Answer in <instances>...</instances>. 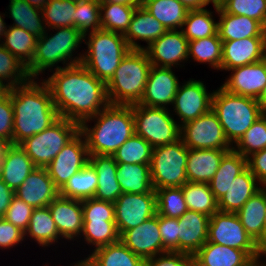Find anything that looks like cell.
<instances>
[{"instance_id":"cell-1","label":"cell","mask_w":266,"mask_h":266,"mask_svg":"<svg viewBox=\"0 0 266 266\" xmlns=\"http://www.w3.org/2000/svg\"><path fill=\"white\" fill-rule=\"evenodd\" d=\"M43 82L50 90L59 116L79 124L109 104L106 84L82 63L57 66L55 72Z\"/></svg>"},{"instance_id":"cell-2","label":"cell","mask_w":266,"mask_h":266,"mask_svg":"<svg viewBox=\"0 0 266 266\" xmlns=\"http://www.w3.org/2000/svg\"><path fill=\"white\" fill-rule=\"evenodd\" d=\"M14 124L12 144H20L26 138L42 132L59 118L47 85L35 79L10 88Z\"/></svg>"},{"instance_id":"cell-3","label":"cell","mask_w":266,"mask_h":266,"mask_svg":"<svg viewBox=\"0 0 266 266\" xmlns=\"http://www.w3.org/2000/svg\"><path fill=\"white\" fill-rule=\"evenodd\" d=\"M97 120L93 128L87 123ZM89 155H113L133 134H135L132 105L108 104L95 116L80 124Z\"/></svg>"},{"instance_id":"cell-4","label":"cell","mask_w":266,"mask_h":266,"mask_svg":"<svg viewBox=\"0 0 266 266\" xmlns=\"http://www.w3.org/2000/svg\"><path fill=\"white\" fill-rule=\"evenodd\" d=\"M151 66L145 50H130L106 84L109 104H138L143 96Z\"/></svg>"},{"instance_id":"cell-5","label":"cell","mask_w":266,"mask_h":266,"mask_svg":"<svg viewBox=\"0 0 266 266\" xmlns=\"http://www.w3.org/2000/svg\"><path fill=\"white\" fill-rule=\"evenodd\" d=\"M53 29L58 32L51 37L45 32L37 38L34 57L26 67L30 79L36 80L40 73H43L47 68L53 69L52 67L57 66L55 64L60 62L65 64L64 67L81 63L82 54L75 58L72 57V54L84 41V35L75 27Z\"/></svg>"},{"instance_id":"cell-6","label":"cell","mask_w":266,"mask_h":266,"mask_svg":"<svg viewBox=\"0 0 266 266\" xmlns=\"http://www.w3.org/2000/svg\"><path fill=\"white\" fill-rule=\"evenodd\" d=\"M212 110L217 114L224 135L232 147L263 115L257 99L231 94L221 86L214 91Z\"/></svg>"},{"instance_id":"cell-7","label":"cell","mask_w":266,"mask_h":266,"mask_svg":"<svg viewBox=\"0 0 266 266\" xmlns=\"http://www.w3.org/2000/svg\"><path fill=\"white\" fill-rule=\"evenodd\" d=\"M88 37V41L84 37V44L88 49L82 54L81 63L96 78L107 84L131 49L120 33L99 29L90 32Z\"/></svg>"},{"instance_id":"cell-8","label":"cell","mask_w":266,"mask_h":266,"mask_svg":"<svg viewBox=\"0 0 266 266\" xmlns=\"http://www.w3.org/2000/svg\"><path fill=\"white\" fill-rule=\"evenodd\" d=\"M79 132V123L60 117L50 127L26 138L19 145L36 167L46 168Z\"/></svg>"},{"instance_id":"cell-9","label":"cell","mask_w":266,"mask_h":266,"mask_svg":"<svg viewBox=\"0 0 266 266\" xmlns=\"http://www.w3.org/2000/svg\"><path fill=\"white\" fill-rule=\"evenodd\" d=\"M189 149L182 139L154 147L150 162L154 190L165 187H182L187 181L186 164Z\"/></svg>"},{"instance_id":"cell-10","label":"cell","mask_w":266,"mask_h":266,"mask_svg":"<svg viewBox=\"0 0 266 266\" xmlns=\"http://www.w3.org/2000/svg\"><path fill=\"white\" fill-rule=\"evenodd\" d=\"M135 134L141 136L153 148L180 139L181 126L170 114L169 108L132 105Z\"/></svg>"},{"instance_id":"cell-11","label":"cell","mask_w":266,"mask_h":266,"mask_svg":"<svg viewBox=\"0 0 266 266\" xmlns=\"http://www.w3.org/2000/svg\"><path fill=\"white\" fill-rule=\"evenodd\" d=\"M207 242L244 250L253 260L263 255L236 213L218 211L210 217Z\"/></svg>"},{"instance_id":"cell-12","label":"cell","mask_w":266,"mask_h":266,"mask_svg":"<svg viewBox=\"0 0 266 266\" xmlns=\"http://www.w3.org/2000/svg\"><path fill=\"white\" fill-rule=\"evenodd\" d=\"M180 138L188 149H232L218 116L212 109L181 125Z\"/></svg>"},{"instance_id":"cell-13","label":"cell","mask_w":266,"mask_h":266,"mask_svg":"<svg viewBox=\"0 0 266 266\" xmlns=\"http://www.w3.org/2000/svg\"><path fill=\"white\" fill-rule=\"evenodd\" d=\"M114 205L115 223L121 235L157 214L156 191L149 193H122Z\"/></svg>"},{"instance_id":"cell-14","label":"cell","mask_w":266,"mask_h":266,"mask_svg":"<svg viewBox=\"0 0 266 266\" xmlns=\"http://www.w3.org/2000/svg\"><path fill=\"white\" fill-rule=\"evenodd\" d=\"M88 162L87 143L84 135L79 132L62 148L46 169L55 187L60 190Z\"/></svg>"},{"instance_id":"cell-15","label":"cell","mask_w":266,"mask_h":266,"mask_svg":"<svg viewBox=\"0 0 266 266\" xmlns=\"http://www.w3.org/2000/svg\"><path fill=\"white\" fill-rule=\"evenodd\" d=\"M212 93H208L206 86L200 80L190 79L178 87L174 97L173 108L180 118V126L194 120L212 109Z\"/></svg>"},{"instance_id":"cell-16","label":"cell","mask_w":266,"mask_h":266,"mask_svg":"<svg viewBox=\"0 0 266 266\" xmlns=\"http://www.w3.org/2000/svg\"><path fill=\"white\" fill-rule=\"evenodd\" d=\"M144 50L153 66L172 68L188 60L189 41L182 30H168Z\"/></svg>"},{"instance_id":"cell-17","label":"cell","mask_w":266,"mask_h":266,"mask_svg":"<svg viewBox=\"0 0 266 266\" xmlns=\"http://www.w3.org/2000/svg\"><path fill=\"white\" fill-rule=\"evenodd\" d=\"M179 80L171 68L151 66L143 96L138 104L147 107L167 108L173 104Z\"/></svg>"},{"instance_id":"cell-18","label":"cell","mask_w":266,"mask_h":266,"mask_svg":"<svg viewBox=\"0 0 266 266\" xmlns=\"http://www.w3.org/2000/svg\"><path fill=\"white\" fill-rule=\"evenodd\" d=\"M120 241L144 260L167 251L162 245L158 214L135 228L124 231L120 235Z\"/></svg>"},{"instance_id":"cell-19","label":"cell","mask_w":266,"mask_h":266,"mask_svg":"<svg viewBox=\"0 0 266 266\" xmlns=\"http://www.w3.org/2000/svg\"><path fill=\"white\" fill-rule=\"evenodd\" d=\"M228 71L231 76L221 87L231 94L257 99L266 85V58Z\"/></svg>"},{"instance_id":"cell-20","label":"cell","mask_w":266,"mask_h":266,"mask_svg":"<svg viewBox=\"0 0 266 266\" xmlns=\"http://www.w3.org/2000/svg\"><path fill=\"white\" fill-rule=\"evenodd\" d=\"M221 70H231L266 58V37H249L222 42Z\"/></svg>"},{"instance_id":"cell-21","label":"cell","mask_w":266,"mask_h":266,"mask_svg":"<svg viewBox=\"0 0 266 266\" xmlns=\"http://www.w3.org/2000/svg\"><path fill=\"white\" fill-rule=\"evenodd\" d=\"M15 196L33 208L47 207L59 195L46 168L37 167L14 192Z\"/></svg>"},{"instance_id":"cell-22","label":"cell","mask_w":266,"mask_h":266,"mask_svg":"<svg viewBox=\"0 0 266 266\" xmlns=\"http://www.w3.org/2000/svg\"><path fill=\"white\" fill-rule=\"evenodd\" d=\"M62 239L76 240L83 229L82 201L58 195L48 205Z\"/></svg>"},{"instance_id":"cell-23","label":"cell","mask_w":266,"mask_h":266,"mask_svg":"<svg viewBox=\"0 0 266 266\" xmlns=\"http://www.w3.org/2000/svg\"><path fill=\"white\" fill-rule=\"evenodd\" d=\"M210 216L187 210L178 218V252L195 254L208 239Z\"/></svg>"},{"instance_id":"cell-24","label":"cell","mask_w":266,"mask_h":266,"mask_svg":"<svg viewBox=\"0 0 266 266\" xmlns=\"http://www.w3.org/2000/svg\"><path fill=\"white\" fill-rule=\"evenodd\" d=\"M166 31L168 30L146 8L139 6L133 13L124 38L131 50H144L145 46L142 47L136 40L146 41L148 47Z\"/></svg>"},{"instance_id":"cell-25","label":"cell","mask_w":266,"mask_h":266,"mask_svg":"<svg viewBox=\"0 0 266 266\" xmlns=\"http://www.w3.org/2000/svg\"><path fill=\"white\" fill-rule=\"evenodd\" d=\"M219 15L218 35L223 41L239 40L249 37H266V28L257 20L247 16L226 13L214 6Z\"/></svg>"},{"instance_id":"cell-26","label":"cell","mask_w":266,"mask_h":266,"mask_svg":"<svg viewBox=\"0 0 266 266\" xmlns=\"http://www.w3.org/2000/svg\"><path fill=\"white\" fill-rule=\"evenodd\" d=\"M89 163L98 176L94 198L115 203L122 194L117 177V163L113 155H89Z\"/></svg>"},{"instance_id":"cell-27","label":"cell","mask_w":266,"mask_h":266,"mask_svg":"<svg viewBox=\"0 0 266 266\" xmlns=\"http://www.w3.org/2000/svg\"><path fill=\"white\" fill-rule=\"evenodd\" d=\"M229 150L189 149L186 164L188 182L209 183L218 170L223 155Z\"/></svg>"},{"instance_id":"cell-28","label":"cell","mask_w":266,"mask_h":266,"mask_svg":"<svg viewBox=\"0 0 266 266\" xmlns=\"http://www.w3.org/2000/svg\"><path fill=\"white\" fill-rule=\"evenodd\" d=\"M37 167L19 144H12L0 164V178L14 192Z\"/></svg>"},{"instance_id":"cell-29","label":"cell","mask_w":266,"mask_h":266,"mask_svg":"<svg viewBox=\"0 0 266 266\" xmlns=\"http://www.w3.org/2000/svg\"><path fill=\"white\" fill-rule=\"evenodd\" d=\"M196 266H248L253 259L241 249L206 242L195 254Z\"/></svg>"},{"instance_id":"cell-30","label":"cell","mask_w":266,"mask_h":266,"mask_svg":"<svg viewBox=\"0 0 266 266\" xmlns=\"http://www.w3.org/2000/svg\"><path fill=\"white\" fill-rule=\"evenodd\" d=\"M257 178L247 167L231 183L227 193L218 200L221 212L236 213L262 187H258Z\"/></svg>"},{"instance_id":"cell-31","label":"cell","mask_w":266,"mask_h":266,"mask_svg":"<svg viewBox=\"0 0 266 266\" xmlns=\"http://www.w3.org/2000/svg\"><path fill=\"white\" fill-rule=\"evenodd\" d=\"M246 168L247 158L233 148L223 155L217 172L208 183L217 201L227 193L233 180Z\"/></svg>"},{"instance_id":"cell-32","label":"cell","mask_w":266,"mask_h":266,"mask_svg":"<svg viewBox=\"0 0 266 266\" xmlns=\"http://www.w3.org/2000/svg\"><path fill=\"white\" fill-rule=\"evenodd\" d=\"M236 214L248 235L256 243L262 236V229L264 226L266 214V187L262 186Z\"/></svg>"},{"instance_id":"cell-33","label":"cell","mask_w":266,"mask_h":266,"mask_svg":"<svg viewBox=\"0 0 266 266\" xmlns=\"http://www.w3.org/2000/svg\"><path fill=\"white\" fill-rule=\"evenodd\" d=\"M86 259L93 266H145V260L121 241L97 248Z\"/></svg>"},{"instance_id":"cell-34","label":"cell","mask_w":266,"mask_h":266,"mask_svg":"<svg viewBox=\"0 0 266 266\" xmlns=\"http://www.w3.org/2000/svg\"><path fill=\"white\" fill-rule=\"evenodd\" d=\"M117 177L122 193H149L154 190L150 165L117 163Z\"/></svg>"},{"instance_id":"cell-35","label":"cell","mask_w":266,"mask_h":266,"mask_svg":"<svg viewBox=\"0 0 266 266\" xmlns=\"http://www.w3.org/2000/svg\"><path fill=\"white\" fill-rule=\"evenodd\" d=\"M167 30L183 28L188 9L180 0H143V5Z\"/></svg>"},{"instance_id":"cell-36","label":"cell","mask_w":266,"mask_h":266,"mask_svg":"<svg viewBox=\"0 0 266 266\" xmlns=\"http://www.w3.org/2000/svg\"><path fill=\"white\" fill-rule=\"evenodd\" d=\"M26 235L43 247L54 244L61 237L48 206L33 209L28 228L24 232V236Z\"/></svg>"},{"instance_id":"cell-37","label":"cell","mask_w":266,"mask_h":266,"mask_svg":"<svg viewBox=\"0 0 266 266\" xmlns=\"http://www.w3.org/2000/svg\"><path fill=\"white\" fill-rule=\"evenodd\" d=\"M8 8L10 17L14 20L12 26L22 28L37 38L47 31L41 10L25 0H10Z\"/></svg>"},{"instance_id":"cell-38","label":"cell","mask_w":266,"mask_h":266,"mask_svg":"<svg viewBox=\"0 0 266 266\" xmlns=\"http://www.w3.org/2000/svg\"><path fill=\"white\" fill-rule=\"evenodd\" d=\"M97 184V173L88 162L66 182V184L59 190V195L65 198L81 201L88 198H94Z\"/></svg>"},{"instance_id":"cell-39","label":"cell","mask_w":266,"mask_h":266,"mask_svg":"<svg viewBox=\"0 0 266 266\" xmlns=\"http://www.w3.org/2000/svg\"><path fill=\"white\" fill-rule=\"evenodd\" d=\"M4 38L0 44L27 67L34 57L37 37L22 28L9 26Z\"/></svg>"},{"instance_id":"cell-40","label":"cell","mask_w":266,"mask_h":266,"mask_svg":"<svg viewBox=\"0 0 266 266\" xmlns=\"http://www.w3.org/2000/svg\"><path fill=\"white\" fill-rule=\"evenodd\" d=\"M181 188L188 210L201 212L210 217L219 211L218 201L209 184L187 181Z\"/></svg>"},{"instance_id":"cell-41","label":"cell","mask_w":266,"mask_h":266,"mask_svg":"<svg viewBox=\"0 0 266 266\" xmlns=\"http://www.w3.org/2000/svg\"><path fill=\"white\" fill-rule=\"evenodd\" d=\"M212 13L207 9L189 10L181 29L184 37L188 41H193L216 35L218 22H214Z\"/></svg>"},{"instance_id":"cell-42","label":"cell","mask_w":266,"mask_h":266,"mask_svg":"<svg viewBox=\"0 0 266 266\" xmlns=\"http://www.w3.org/2000/svg\"><path fill=\"white\" fill-rule=\"evenodd\" d=\"M222 40L218 33L213 36L189 41L188 57L200 63H208L214 69H221Z\"/></svg>"},{"instance_id":"cell-43","label":"cell","mask_w":266,"mask_h":266,"mask_svg":"<svg viewBox=\"0 0 266 266\" xmlns=\"http://www.w3.org/2000/svg\"><path fill=\"white\" fill-rule=\"evenodd\" d=\"M136 8L116 3H100L101 29L124 35Z\"/></svg>"},{"instance_id":"cell-44","label":"cell","mask_w":266,"mask_h":266,"mask_svg":"<svg viewBox=\"0 0 266 266\" xmlns=\"http://www.w3.org/2000/svg\"><path fill=\"white\" fill-rule=\"evenodd\" d=\"M153 147L141 136L133 134L113 154L116 163L150 165Z\"/></svg>"},{"instance_id":"cell-45","label":"cell","mask_w":266,"mask_h":266,"mask_svg":"<svg viewBox=\"0 0 266 266\" xmlns=\"http://www.w3.org/2000/svg\"><path fill=\"white\" fill-rule=\"evenodd\" d=\"M82 236L87 244L97 248L120 241L115 221L92 220L83 221Z\"/></svg>"},{"instance_id":"cell-46","label":"cell","mask_w":266,"mask_h":266,"mask_svg":"<svg viewBox=\"0 0 266 266\" xmlns=\"http://www.w3.org/2000/svg\"><path fill=\"white\" fill-rule=\"evenodd\" d=\"M76 2L69 0H49L41 9L48 28L75 27Z\"/></svg>"},{"instance_id":"cell-47","label":"cell","mask_w":266,"mask_h":266,"mask_svg":"<svg viewBox=\"0 0 266 266\" xmlns=\"http://www.w3.org/2000/svg\"><path fill=\"white\" fill-rule=\"evenodd\" d=\"M155 191L158 215L180 218L188 210L181 187H165Z\"/></svg>"},{"instance_id":"cell-48","label":"cell","mask_w":266,"mask_h":266,"mask_svg":"<svg viewBox=\"0 0 266 266\" xmlns=\"http://www.w3.org/2000/svg\"><path fill=\"white\" fill-rule=\"evenodd\" d=\"M232 148L243 157L266 148V114L260 116Z\"/></svg>"},{"instance_id":"cell-49","label":"cell","mask_w":266,"mask_h":266,"mask_svg":"<svg viewBox=\"0 0 266 266\" xmlns=\"http://www.w3.org/2000/svg\"><path fill=\"white\" fill-rule=\"evenodd\" d=\"M29 80L26 66L0 44V81L12 88Z\"/></svg>"},{"instance_id":"cell-50","label":"cell","mask_w":266,"mask_h":266,"mask_svg":"<svg viewBox=\"0 0 266 266\" xmlns=\"http://www.w3.org/2000/svg\"><path fill=\"white\" fill-rule=\"evenodd\" d=\"M100 13V0H88L77 3L75 28L78 29L84 37L88 35L87 32H95L101 29Z\"/></svg>"},{"instance_id":"cell-51","label":"cell","mask_w":266,"mask_h":266,"mask_svg":"<svg viewBox=\"0 0 266 266\" xmlns=\"http://www.w3.org/2000/svg\"><path fill=\"white\" fill-rule=\"evenodd\" d=\"M220 7L226 13L257 20L266 28V0H227Z\"/></svg>"},{"instance_id":"cell-52","label":"cell","mask_w":266,"mask_h":266,"mask_svg":"<svg viewBox=\"0 0 266 266\" xmlns=\"http://www.w3.org/2000/svg\"><path fill=\"white\" fill-rule=\"evenodd\" d=\"M82 209L83 221H115V211L112 202L88 198L82 200Z\"/></svg>"},{"instance_id":"cell-53","label":"cell","mask_w":266,"mask_h":266,"mask_svg":"<svg viewBox=\"0 0 266 266\" xmlns=\"http://www.w3.org/2000/svg\"><path fill=\"white\" fill-rule=\"evenodd\" d=\"M33 209L31 205L14 195L3 218L25 232L28 228Z\"/></svg>"},{"instance_id":"cell-54","label":"cell","mask_w":266,"mask_h":266,"mask_svg":"<svg viewBox=\"0 0 266 266\" xmlns=\"http://www.w3.org/2000/svg\"><path fill=\"white\" fill-rule=\"evenodd\" d=\"M145 266H196V263L193 254L166 251L145 260Z\"/></svg>"},{"instance_id":"cell-55","label":"cell","mask_w":266,"mask_h":266,"mask_svg":"<svg viewBox=\"0 0 266 266\" xmlns=\"http://www.w3.org/2000/svg\"><path fill=\"white\" fill-rule=\"evenodd\" d=\"M158 224L162 245L167 251L178 252V218H168L158 215Z\"/></svg>"},{"instance_id":"cell-56","label":"cell","mask_w":266,"mask_h":266,"mask_svg":"<svg viewBox=\"0 0 266 266\" xmlns=\"http://www.w3.org/2000/svg\"><path fill=\"white\" fill-rule=\"evenodd\" d=\"M14 112L10 97V88L8 93L0 98V136L9 139L13 138Z\"/></svg>"},{"instance_id":"cell-57","label":"cell","mask_w":266,"mask_h":266,"mask_svg":"<svg viewBox=\"0 0 266 266\" xmlns=\"http://www.w3.org/2000/svg\"><path fill=\"white\" fill-rule=\"evenodd\" d=\"M25 239L24 232L4 218H0V247L11 248Z\"/></svg>"},{"instance_id":"cell-58","label":"cell","mask_w":266,"mask_h":266,"mask_svg":"<svg viewBox=\"0 0 266 266\" xmlns=\"http://www.w3.org/2000/svg\"><path fill=\"white\" fill-rule=\"evenodd\" d=\"M247 167L257 178L259 185L266 187V148L249 156Z\"/></svg>"},{"instance_id":"cell-59","label":"cell","mask_w":266,"mask_h":266,"mask_svg":"<svg viewBox=\"0 0 266 266\" xmlns=\"http://www.w3.org/2000/svg\"><path fill=\"white\" fill-rule=\"evenodd\" d=\"M14 195V191L0 178V218H3Z\"/></svg>"},{"instance_id":"cell-60","label":"cell","mask_w":266,"mask_h":266,"mask_svg":"<svg viewBox=\"0 0 266 266\" xmlns=\"http://www.w3.org/2000/svg\"><path fill=\"white\" fill-rule=\"evenodd\" d=\"M188 10L205 9L211 4L210 0H180Z\"/></svg>"},{"instance_id":"cell-61","label":"cell","mask_w":266,"mask_h":266,"mask_svg":"<svg viewBox=\"0 0 266 266\" xmlns=\"http://www.w3.org/2000/svg\"><path fill=\"white\" fill-rule=\"evenodd\" d=\"M100 3H116L126 6L139 7L143 5V0H100Z\"/></svg>"},{"instance_id":"cell-62","label":"cell","mask_w":266,"mask_h":266,"mask_svg":"<svg viewBox=\"0 0 266 266\" xmlns=\"http://www.w3.org/2000/svg\"><path fill=\"white\" fill-rule=\"evenodd\" d=\"M258 250L261 252L262 255L266 254V214L264 218V226L262 229V236L261 238L256 242Z\"/></svg>"},{"instance_id":"cell-63","label":"cell","mask_w":266,"mask_h":266,"mask_svg":"<svg viewBox=\"0 0 266 266\" xmlns=\"http://www.w3.org/2000/svg\"><path fill=\"white\" fill-rule=\"evenodd\" d=\"M11 145L12 142L9 139L0 136V164L4 160L5 154Z\"/></svg>"},{"instance_id":"cell-64","label":"cell","mask_w":266,"mask_h":266,"mask_svg":"<svg viewBox=\"0 0 266 266\" xmlns=\"http://www.w3.org/2000/svg\"><path fill=\"white\" fill-rule=\"evenodd\" d=\"M257 102L260 105L263 114H266V85L264 86L261 94L257 98Z\"/></svg>"},{"instance_id":"cell-65","label":"cell","mask_w":266,"mask_h":266,"mask_svg":"<svg viewBox=\"0 0 266 266\" xmlns=\"http://www.w3.org/2000/svg\"><path fill=\"white\" fill-rule=\"evenodd\" d=\"M28 4L35 8L42 9L48 3L49 0H25Z\"/></svg>"},{"instance_id":"cell-66","label":"cell","mask_w":266,"mask_h":266,"mask_svg":"<svg viewBox=\"0 0 266 266\" xmlns=\"http://www.w3.org/2000/svg\"><path fill=\"white\" fill-rule=\"evenodd\" d=\"M2 17H3V15L1 16V14H0V39L3 38V36L5 35V33L7 31V28H8V27L5 26L6 23L4 22V19Z\"/></svg>"},{"instance_id":"cell-67","label":"cell","mask_w":266,"mask_h":266,"mask_svg":"<svg viewBox=\"0 0 266 266\" xmlns=\"http://www.w3.org/2000/svg\"><path fill=\"white\" fill-rule=\"evenodd\" d=\"M9 87L6 85V83L0 81V98H2L4 95L8 93Z\"/></svg>"},{"instance_id":"cell-68","label":"cell","mask_w":266,"mask_h":266,"mask_svg":"<svg viewBox=\"0 0 266 266\" xmlns=\"http://www.w3.org/2000/svg\"><path fill=\"white\" fill-rule=\"evenodd\" d=\"M73 266V265H72ZM74 266H93L86 258L84 260L74 263Z\"/></svg>"},{"instance_id":"cell-69","label":"cell","mask_w":266,"mask_h":266,"mask_svg":"<svg viewBox=\"0 0 266 266\" xmlns=\"http://www.w3.org/2000/svg\"><path fill=\"white\" fill-rule=\"evenodd\" d=\"M226 1L227 0H210V2L213 3V6H216V7H220Z\"/></svg>"},{"instance_id":"cell-70","label":"cell","mask_w":266,"mask_h":266,"mask_svg":"<svg viewBox=\"0 0 266 266\" xmlns=\"http://www.w3.org/2000/svg\"><path fill=\"white\" fill-rule=\"evenodd\" d=\"M260 259L253 260L248 266H261V261Z\"/></svg>"},{"instance_id":"cell-71","label":"cell","mask_w":266,"mask_h":266,"mask_svg":"<svg viewBox=\"0 0 266 266\" xmlns=\"http://www.w3.org/2000/svg\"><path fill=\"white\" fill-rule=\"evenodd\" d=\"M69 1L79 3V2H84V1H88V0H69Z\"/></svg>"},{"instance_id":"cell-72","label":"cell","mask_w":266,"mask_h":266,"mask_svg":"<svg viewBox=\"0 0 266 266\" xmlns=\"http://www.w3.org/2000/svg\"><path fill=\"white\" fill-rule=\"evenodd\" d=\"M263 262H261V266H266L265 262L262 264Z\"/></svg>"}]
</instances>
